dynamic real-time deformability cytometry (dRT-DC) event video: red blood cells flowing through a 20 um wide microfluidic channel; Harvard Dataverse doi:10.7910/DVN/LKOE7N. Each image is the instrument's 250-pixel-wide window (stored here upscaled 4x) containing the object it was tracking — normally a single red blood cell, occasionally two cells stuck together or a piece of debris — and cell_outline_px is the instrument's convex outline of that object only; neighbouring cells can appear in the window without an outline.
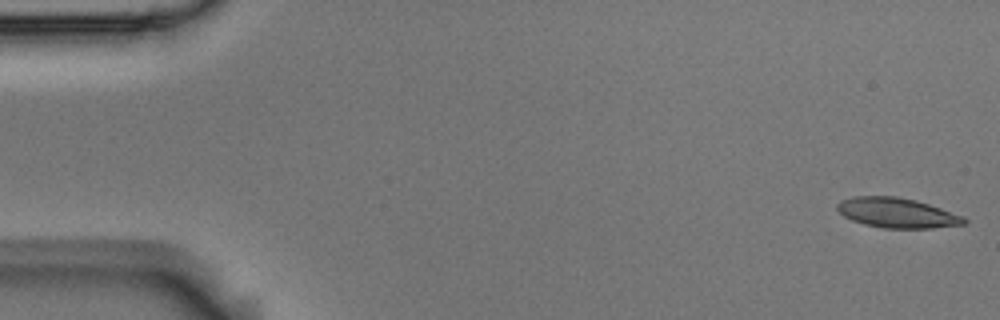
{"species": "Egyptian fruit bat (a non-hibernating species)", "species_latin": "Rousettus aegyptiacus", "temperature_condition": "room temperature", "stored_images_in_passage": 54, "camera_frame_rate_fps": 3000, "um_per_image_px": 0.085, "animal": {"sex": "male"}, "frame": {"image": 1, "passage_image": 1, "time_ms": 0.0, "image_size_px": [1000, 320], "cell_outline_px": [[968, 220], [964, 224], [932, 228], [884, 228], [864, 224], [852, 220], [844, 216], [836, 208], [836, 204], [840, 200], [852, 196], [896, 196], [916, 200], [964, 216]], "centroid_in_image_um": [76.23, 18.08], "position_along_channel_um": 8.8, "area_um2": 22.14}}
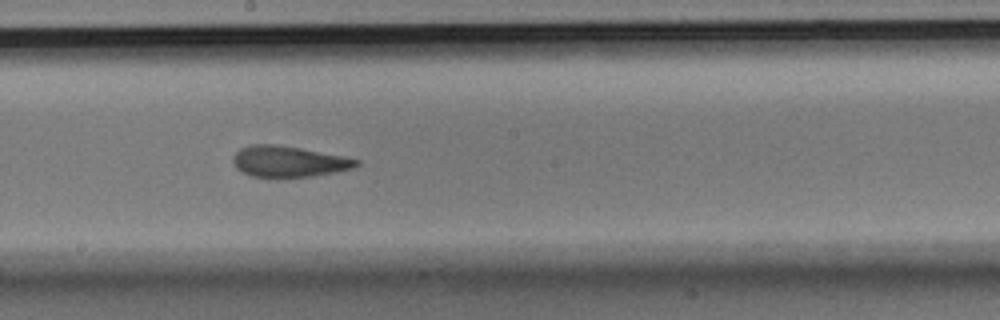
{"frame": {"image": 2, "passage_image": 29, "time_ms": 9.333, "image_size_px": [1000, 320], "cell_outline_px": [[360, 164], [356, 168], [336, 172], [312, 176], [252, 176], [236, 168], [232, 160], [236, 152], [240, 148], [252, 144], [276, 144], [300, 148], [344, 156], [360, 160]], "centroid_in_image_um": [24.58, 13.71], "position_along_channel_um": 223.6, "area_um2": 22.08}}
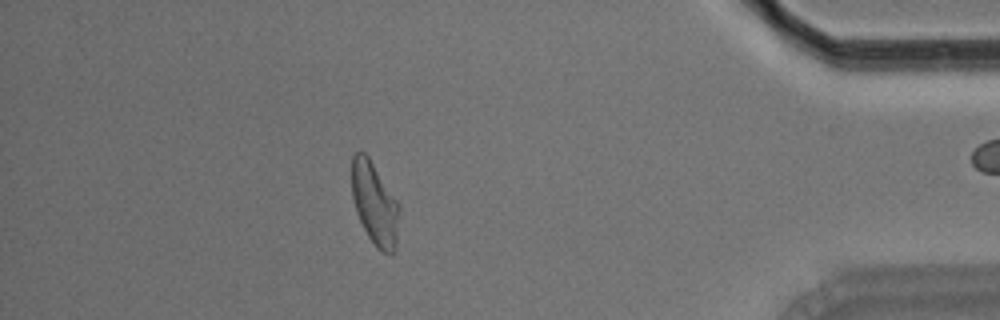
{"frame": {"image": 3, "passage_image": 47, "time_ms": 15.333, "image_size_px": [1000, 320], "cell_outline_px": [[400, 208], [396, 248], [392, 252], [384, 252], [376, 248], [368, 236], [356, 212], [352, 196], [352, 156], [356, 152], [364, 152], [368, 156], [400, 204]], "centroid_in_image_um": [31.86, 17.31], "position_along_channel_um": 403.3, "area_um2": 22.83}, "authors_computed_cell_mechanics": {"area_um2": 22.7443, "velocity_mm_per_s": 3.7354, "shape_relaxation_time_tau1_ms": 4.6304, "shape_relaxation_time_tau2_ms": 1.8955, "deformation_change_tau1": 0.1877, "deformation_change_tau2": 0.1118}}